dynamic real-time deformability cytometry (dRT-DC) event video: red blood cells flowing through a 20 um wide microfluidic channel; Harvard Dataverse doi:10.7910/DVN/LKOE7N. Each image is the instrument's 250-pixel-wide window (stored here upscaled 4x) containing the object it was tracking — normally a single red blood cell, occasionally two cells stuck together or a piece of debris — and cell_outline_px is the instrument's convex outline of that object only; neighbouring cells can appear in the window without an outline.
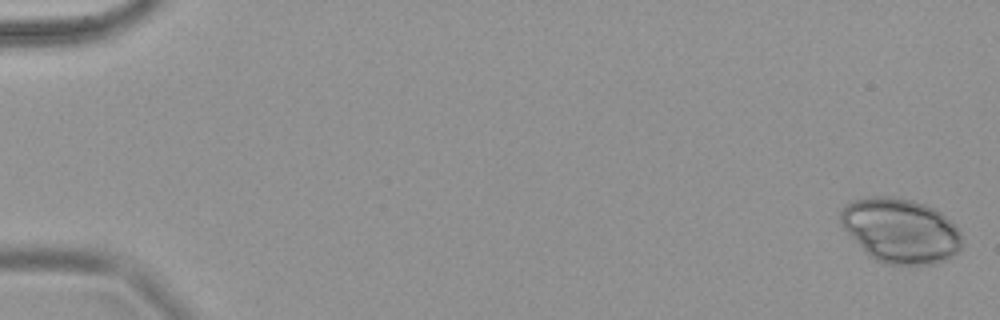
{"species": "common noctule bat (a hibernating species)", "species_latin": "Nyctalus noctula", "temperature_condition": "warm", "stored_images_in_passage": 9, "camera_frame_rate_fps": 3000, "um_per_image_px": 0.085, "animal": {"sex": "female", "body_mass_g": 18.4}, "frame": {"image": 1, "passage_image": 1, "time_ms": 0.0, "image_size_px": [1000, 320], "cell_outline_px": [[960, 252], [948, 260], [932, 264], [884, 264], [868, 256], [840, 224], [840, 212], [852, 200], [872, 196], [892, 196], [912, 200], [936, 208], [960, 232]], "centroid_in_image_um": [76.53, 19.61], "position_along_channel_um": 8.5, "area_um2": 45.72}}
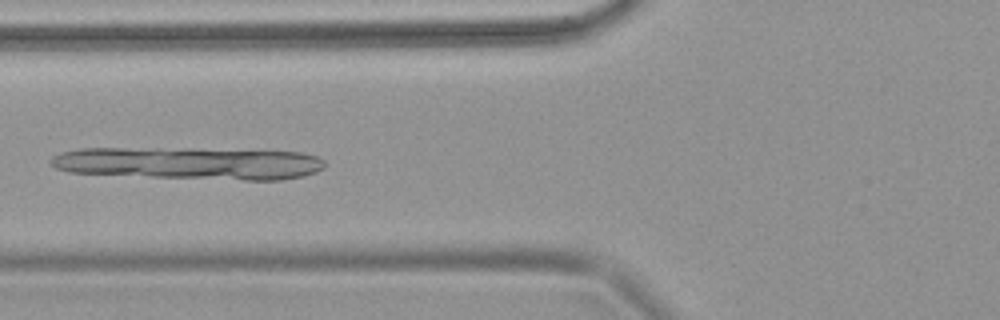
{"frame": {"image": 2, "passage_image": 8, "time_ms": 2.333, "image_size_px": [1000, 320], "cell_outline_px": [[324, 168], [316, 172], [304, 176], [280, 180], [244, 180], [152, 176], [68, 172], [56, 168], [48, 160], [52, 156], [60, 152], [80, 148], [192, 148], [300, 152], [316, 156], [324, 160]], "centroid_in_image_um": [16.11, 13.86], "position_along_channel_um": 109.7, "area_um2": 51.85}}